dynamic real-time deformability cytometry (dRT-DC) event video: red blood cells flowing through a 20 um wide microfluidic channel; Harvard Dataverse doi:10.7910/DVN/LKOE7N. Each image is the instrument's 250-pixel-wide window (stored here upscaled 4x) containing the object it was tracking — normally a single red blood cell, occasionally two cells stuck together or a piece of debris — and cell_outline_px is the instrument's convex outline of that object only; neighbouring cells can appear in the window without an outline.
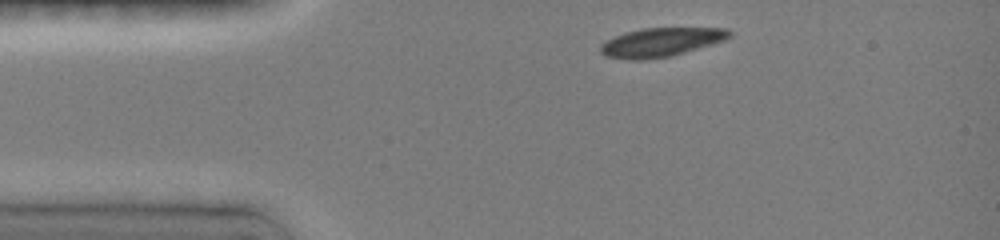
{"species": "common noctule bat (a hibernating species)", "species_latin": "Nyctalus noctula", "temperature_condition": "room temperature", "stored_images_in_passage": 15, "camera_frame_rate_fps": 3000, "um_per_image_px": 0.085, "animal": {"sex": "female", "body_mass_g": 19.0, "forearm_length_mm": 51.5}, "frame": {"image": 1, "passage_image": 1, "time_ms": 0.0, "image_size_px": [1000, 240], "cell_outline_px": [[732, 36], [724, 40], [668, 56], [636, 60], [608, 56], [600, 52], [600, 44], [616, 36], [628, 32], [644, 28], [728, 28], [732, 32]], "centroid_in_image_um": [56.2, 3.56], "position_along_channel_um": 28.8, "area_um2": 20.98}}
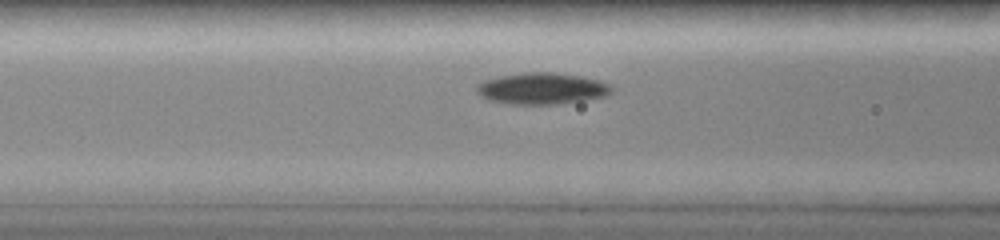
{"frame": {"image": 2, "passage_image": 6, "time_ms": 3.333, "image_size_px": [1000, 240], "cell_outline_px": [[612, 92], [604, 96], [556, 104], [512, 104], [492, 100], [476, 92], [476, 88], [480, 84], [488, 80], [500, 76], [524, 72], [556, 72], [580, 76], [600, 80], [608, 84], [612, 88]], "centroid_in_image_um": [46.1, 7.51], "position_along_channel_um": 120.5, "area_um2": 24.22}}
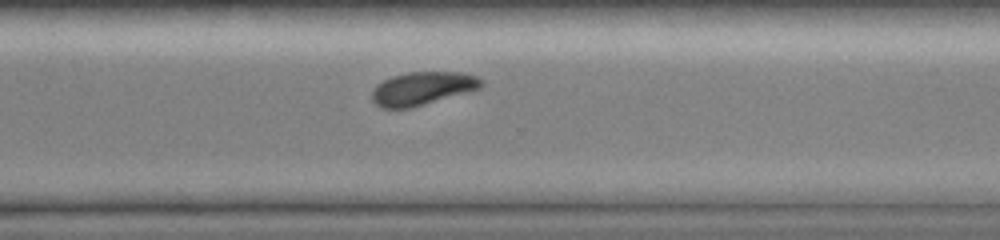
{"frame": {"image": 3, "passage_image": 15, "time_ms": 8.667, "image_size_px": [1000, 240], "cell_outline_px": [[484, 84], [480, 88], [412, 108], [384, 108], [376, 104], [372, 100], [372, 92], [376, 84], [392, 76], [408, 72], [464, 72], [476, 76], [484, 80]], "centroid_in_image_um": [35.92, 7.51], "position_along_channel_um": 334.7, "area_um2": 21.15}}